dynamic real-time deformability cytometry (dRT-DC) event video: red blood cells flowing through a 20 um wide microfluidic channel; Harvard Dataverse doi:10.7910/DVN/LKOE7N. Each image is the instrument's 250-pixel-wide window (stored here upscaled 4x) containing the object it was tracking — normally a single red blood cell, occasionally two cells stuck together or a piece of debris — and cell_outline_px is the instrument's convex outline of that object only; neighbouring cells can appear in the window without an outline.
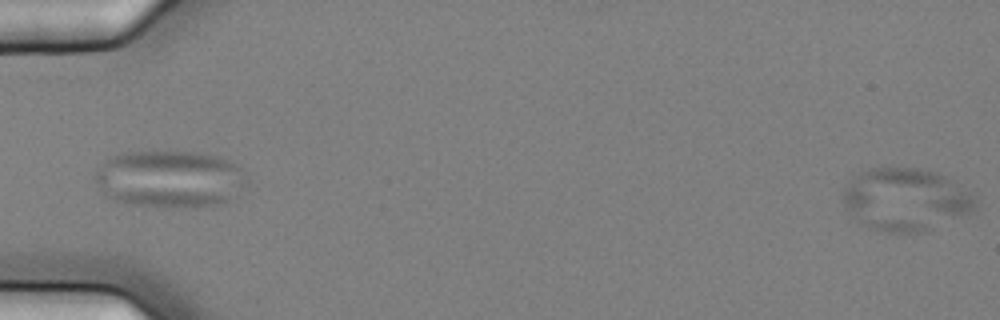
{"species": "common noctule bat (a hibernating species)", "species_latin": "Nyctalus noctula", "temperature_condition": "cold", "stored_images_in_passage": 6, "camera_frame_rate_fps": 3000, "um_per_image_px": 0.085, "animal": {"sex": "female", "body_mass_g": 25.1}, "frame": {"image": 1, "passage_image": 1, "time_ms": 0.0, "image_size_px": [1000, 320], "cell_outline_px": [[976, 208], [928, 232], [888, 232], [868, 228], [852, 216], [844, 208], [844, 188], [860, 172], [872, 168], [888, 164], [916, 168], [936, 172], [944, 176], [968, 192], [976, 200]], "centroid_in_image_um": [76.93, 16.94], "position_along_channel_um": 8.1, "area_um2": 48.32}}
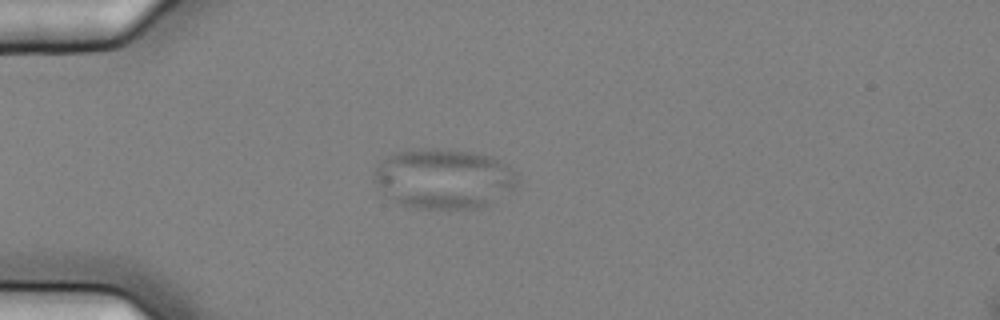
{"frame": {"image": 2, "passage_image": 5, "time_ms": 1.333, "image_size_px": [1000, 320], "cell_outline_px": [[516, 180], [512, 192], [488, 204], [476, 208], [420, 208], [400, 204], [388, 196], [372, 180], [372, 172], [376, 164], [388, 156], [396, 152], [412, 148], [448, 148], [496, 156], [508, 164], [516, 172]], "centroid_in_image_um": [37.72, 15.14], "position_along_channel_um": 47.3, "area_um2": 50.81}}